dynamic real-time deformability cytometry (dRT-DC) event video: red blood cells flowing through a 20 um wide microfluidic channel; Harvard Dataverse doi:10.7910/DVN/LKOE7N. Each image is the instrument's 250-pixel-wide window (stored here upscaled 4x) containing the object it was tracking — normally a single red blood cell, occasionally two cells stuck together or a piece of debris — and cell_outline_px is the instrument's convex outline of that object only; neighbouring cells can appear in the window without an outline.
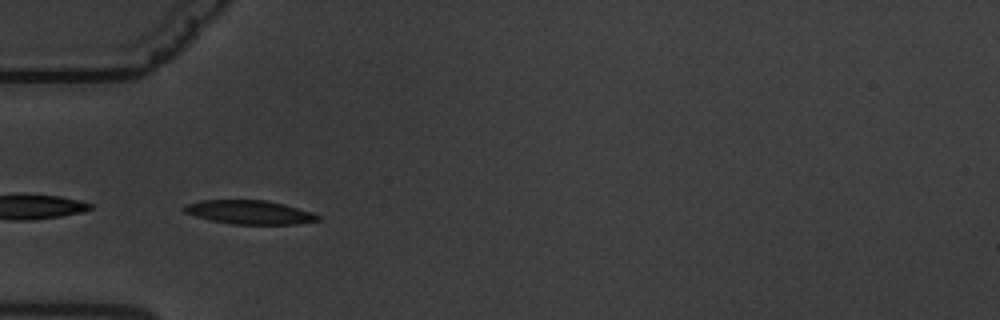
{"species": "common noctule bat (a hibernating species)", "species_latin": "Nyctalus noctula", "temperature_condition": "warm", "stored_images_in_passage": 8, "camera_frame_rate_fps": 3000, "um_per_image_px": 0.085, "animal": {"sex": "male", "body_mass_g": 19.5, "forearm_length_mm": 54.6}, "frame": {"image": 1, "passage_image": 1, "time_ms": 0.0, "image_size_px": [1000, 320], "cell_outline_px": [[320, 220], [296, 224], [232, 224], [212, 220], [196, 216], [184, 212], [180, 208], [184, 204], [200, 200], [264, 200], [284, 204], [312, 212], [320, 216]], "centroid_in_image_um": [21.17, 18.03], "position_along_channel_um": 63.8, "area_um2": 18.55}}
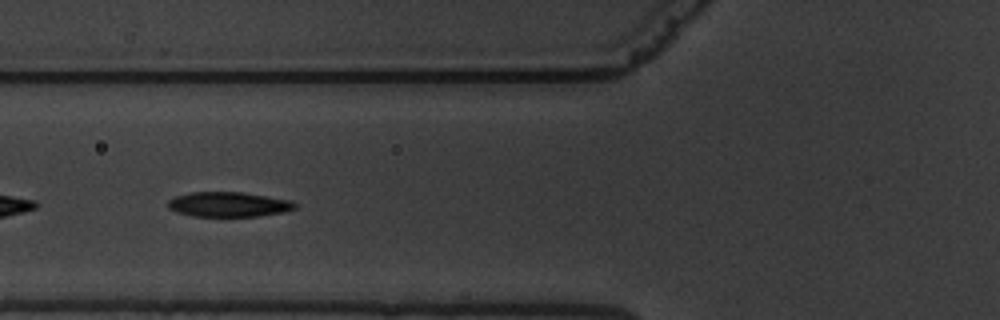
{"frame": {"image": 2, "passage_image": 5, "time_ms": 1.333, "image_size_px": [1000, 320], "cell_outline_px": [[296, 208], [284, 212], [260, 216], [192, 216], [176, 212], [168, 208], [168, 200], [176, 196], [192, 192], [240, 192], [292, 200], [296, 204]], "centroid_in_image_um": [19.43, 17.38], "position_along_channel_um": 106.4, "area_um2": 18.38}}